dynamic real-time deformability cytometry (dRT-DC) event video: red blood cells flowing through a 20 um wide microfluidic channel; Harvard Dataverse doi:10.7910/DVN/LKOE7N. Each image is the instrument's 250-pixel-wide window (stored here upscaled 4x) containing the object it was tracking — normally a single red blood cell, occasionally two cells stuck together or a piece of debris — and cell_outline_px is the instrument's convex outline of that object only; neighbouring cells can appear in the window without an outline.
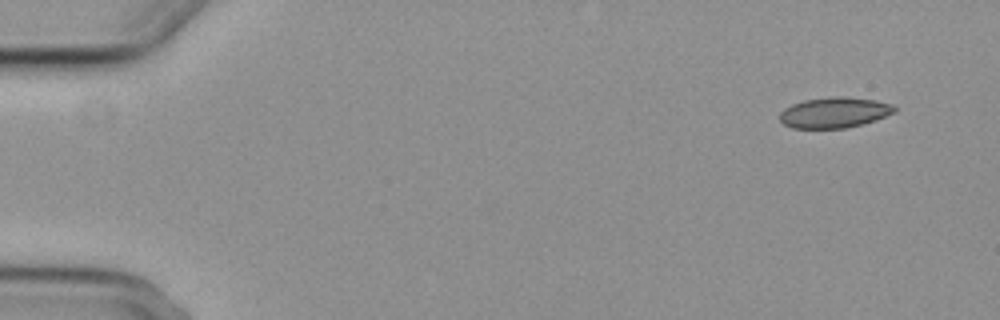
{"species": "common noctule bat (a hibernating species)", "species_latin": "Nyctalus noctula", "temperature_condition": "cold", "stored_images_in_passage": 4, "camera_frame_rate_fps": 3000, "um_per_image_px": 0.085, "animal": {"sex": "female", "body_mass_g": 29.2, "forearm_length_mm": 56.3}, "frame": {"image": 1, "passage_image": 1, "time_ms": 0.0, "image_size_px": [1000, 320], "cell_outline_px": [[896, 112], [876, 120], [844, 128], [792, 128], [784, 124], [780, 120], [780, 112], [784, 108], [792, 104], [804, 100], [836, 96], [844, 96], [876, 100], [892, 104], [896, 108]], "centroid_in_image_um": [70.93, 9.56], "position_along_channel_um": 14.1, "area_um2": 20.46}}
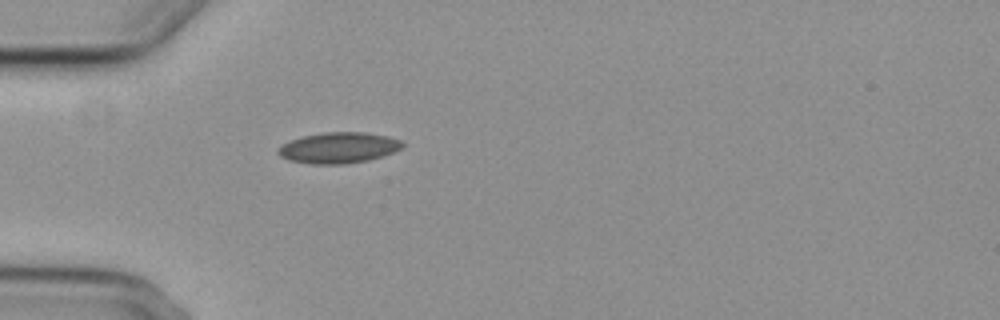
{"frame": {"image": 2, "passage_image": 4, "time_ms": 4.333, "image_size_px": [1000, 320], "cell_outline_px": [[404, 148], [384, 156], [368, 160], [344, 164], [308, 164], [288, 160], [280, 156], [276, 152], [276, 148], [292, 140], [304, 136], [324, 132], [364, 132], [388, 136], [400, 140], [404, 144]], "centroid_in_image_um": [28.79, 12.57], "position_along_channel_um": 56.2, "area_um2": 22.54}}